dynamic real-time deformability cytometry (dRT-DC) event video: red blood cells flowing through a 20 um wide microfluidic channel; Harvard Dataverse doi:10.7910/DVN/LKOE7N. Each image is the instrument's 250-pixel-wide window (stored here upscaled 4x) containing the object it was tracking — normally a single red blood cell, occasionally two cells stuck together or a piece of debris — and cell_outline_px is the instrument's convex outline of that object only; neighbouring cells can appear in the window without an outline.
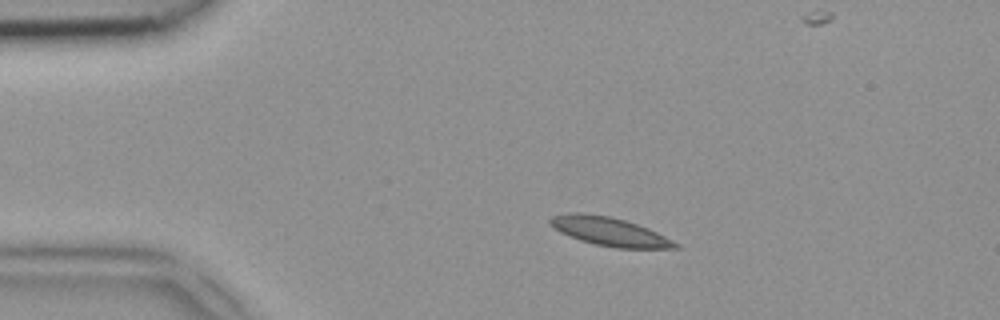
{"species": "common noctule bat (a hibernating species)", "species_latin": "Nyctalus noctula", "temperature_condition": "room temperature", "stored_images_in_passage": 41, "camera_frame_rate_fps": 3000, "um_per_image_px": 0.085, "animal": {"sex": "female", "body_mass_g": 18.4}, "frame": {"image": 1, "passage_image": 1, "time_ms": 0.0, "image_size_px": [1000, 320], "cell_outline_px": [[680, 248], [616, 248], [596, 244], [580, 240], [560, 232], [552, 228], [548, 224], [548, 220], [552, 216], [568, 212], [584, 212], [608, 216], [624, 220], [648, 228], [680, 244]], "centroid_in_image_um": [51.75, 19.67], "position_along_channel_um": 33.2, "area_um2": 20.87}}
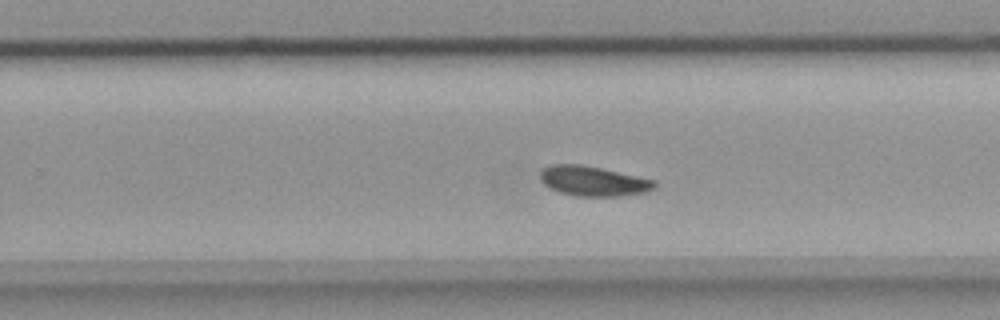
{"frame": {"image": 2, "passage_image": 22, "time_ms": 7.0, "image_size_px": [1000, 320], "cell_outline_px": [[656, 188], [644, 192], [620, 196], [572, 196], [560, 192], [544, 184], [540, 180], [540, 172], [544, 168], [552, 164], [580, 164], [600, 168], [656, 180]], "centroid_in_image_um": [50.42, 15.39], "position_along_channel_um": 279.4, "area_um2": 19.83}}
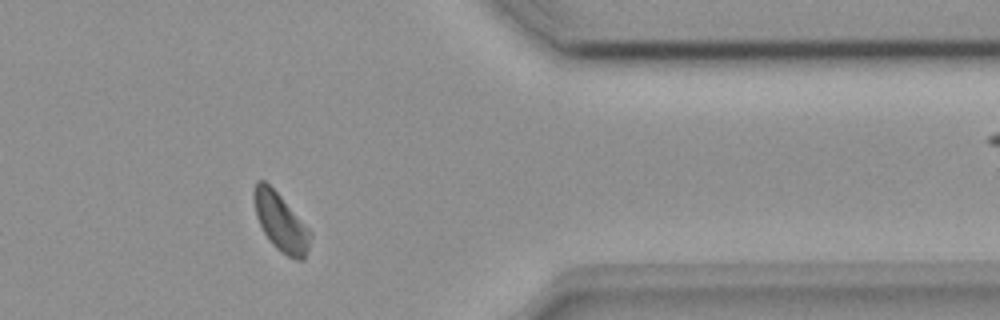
{"frame": {"image": 3, "passage_image": 31, "time_ms": 10.0, "image_size_px": [1000, 320], "cell_outline_px": [[312, 236], [304, 260], [296, 260], [280, 252], [268, 240], [256, 216], [252, 196], [252, 192], [256, 180], [264, 180], [280, 196], [312, 232]], "centroid_in_image_um": [23.84, 18.89], "position_along_channel_um": 387.6, "area_um2": 19.02}}